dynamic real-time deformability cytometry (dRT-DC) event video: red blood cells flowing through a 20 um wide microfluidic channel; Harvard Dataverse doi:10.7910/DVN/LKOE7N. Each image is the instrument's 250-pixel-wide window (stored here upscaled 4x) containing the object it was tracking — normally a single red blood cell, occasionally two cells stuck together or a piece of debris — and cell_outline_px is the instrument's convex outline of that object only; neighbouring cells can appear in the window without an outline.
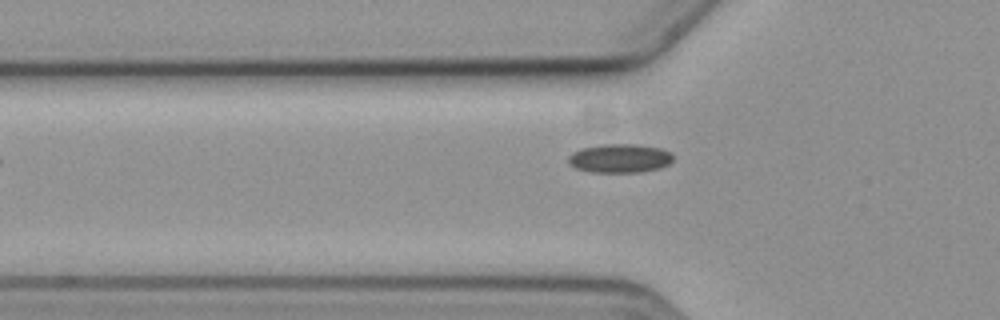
{"species": "common noctule bat (a hibernating species)", "species_latin": "Nyctalus noctula", "temperature_condition": "cold", "stored_images_in_passage": 3, "segment_of_instrument_passage": [2, 2], "camera_frame_rate_fps": 3000, "um_per_image_px": 0.085, "animal": {"sex": "female", "body_mass_g": 19.3, "forearm_length_mm": 54.1}, "frame": {"image": 1, "passage_image": 3, "time_ms": 3.333, "image_size_px": [1000, 320], "cell_outline_px": [[672, 160], [668, 164], [660, 168], [640, 172], [592, 172], [576, 168], [568, 164], [568, 156], [572, 152], [580, 148], [604, 144], [636, 144], [660, 148], [672, 152]], "centroid_in_image_um": [52.66, 13.45], "position_along_channel_um": 73.1, "area_um2": 17.69}}